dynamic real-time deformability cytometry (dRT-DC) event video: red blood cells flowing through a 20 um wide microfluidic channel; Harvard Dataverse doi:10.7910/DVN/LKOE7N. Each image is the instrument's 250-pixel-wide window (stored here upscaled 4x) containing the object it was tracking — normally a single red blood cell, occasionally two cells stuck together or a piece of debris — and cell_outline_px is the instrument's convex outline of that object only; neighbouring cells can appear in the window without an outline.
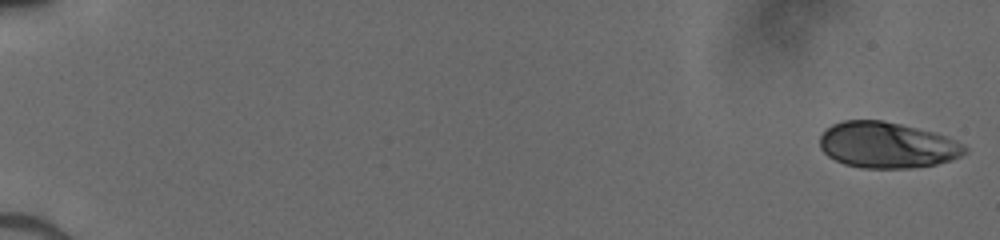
{"species": "human", "species_latin": "Homo sapiens", "temperature_condition": "cold", "stored_images_in_passage": 51, "camera_frame_rate_fps": 3000, "um_per_image_px": 0.085, "donor": {"sex": "male"}, "frame": {"image": 1, "passage_image": 1, "time_ms": 0.0, "image_size_px": [1000, 240], "cell_outline_px": [[968, 152], [952, 160], [936, 164], [912, 168], [864, 168], [844, 164], [828, 156], [820, 148], [820, 136], [832, 124], [840, 120], [884, 120], [936, 132], [968, 148]], "centroid_in_image_um": [75.39, 12.33], "position_along_channel_um": 9.6, "area_um2": 38.9}}
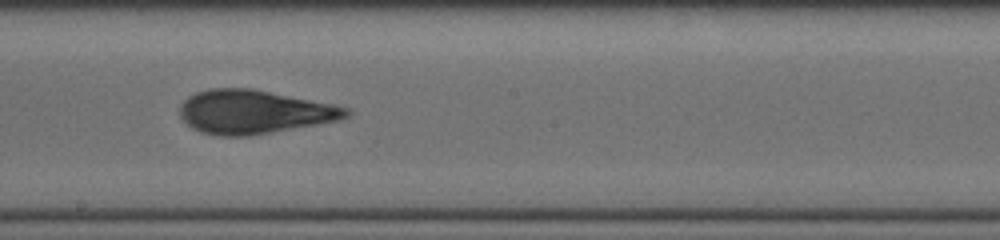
{"frame": {"image": 2, "passage_image": 31, "time_ms": 10.0, "image_size_px": [1000, 240], "cell_outline_px": [[352, 112], [348, 116], [340, 120], [272, 132], [248, 136], [220, 136], [200, 132], [192, 128], [180, 116], [180, 104], [188, 96], [196, 92], [208, 88], [252, 88], [336, 104], [352, 108]], "centroid_in_image_um": [21.62, 9.5], "position_along_channel_um": 226.6, "area_um2": 42.71}}
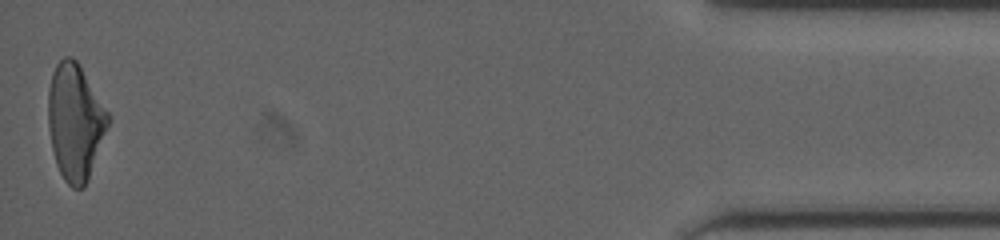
{"frame": {"image": 3, "passage_image": 51, "time_ms": 16.667, "image_size_px": [1000, 240], "cell_outline_px": [[112, 120], [88, 180], [84, 188], [72, 188], [64, 180], [56, 164], [52, 148], [48, 128], [48, 88], [52, 72], [56, 64], [64, 56], [72, 56], [76, 60], [112, 116]], "centroid_in_image_um": [6.41, 10.36], "position_along_channel_um": 428.8, "area_um2": 41.15}}